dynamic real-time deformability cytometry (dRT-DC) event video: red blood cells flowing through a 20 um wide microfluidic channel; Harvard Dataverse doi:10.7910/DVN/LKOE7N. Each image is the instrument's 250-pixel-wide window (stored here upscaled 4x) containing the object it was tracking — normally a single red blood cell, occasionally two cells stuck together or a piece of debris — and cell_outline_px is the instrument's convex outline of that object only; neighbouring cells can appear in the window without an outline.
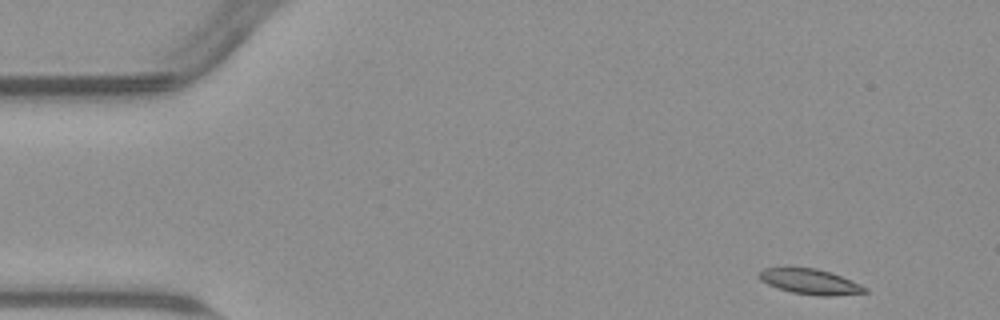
{"species": "common noctule bat (a hibernating species)", "species_latin": "Nyctalus noctula", "temperature_condition": "warm", "stored_images_in_passage": 51, "camera_frame_rate_fps": 3000, "um_per_image_px": 0.085, "animal": {"sex": "male", "body_mass_g": 23.1, "forearm_length_mm": 52.7}, "frame": {"image": 1, "passage_image": 1, "time_ms": 0.0, "image_size_px": [1000, 320], "cell_outline_px": [[868, 292], [832, 296], [816, 296], [792, 292], [768, 284], [760, 280], [760, 272], [764, 268], [816, 268], [832, 272], [852, 280], [868, 288]], "centroid_in_image_um": [68.93, 23.95], "position_along_channel_um": 16.1, "area_um2": 15.49}}
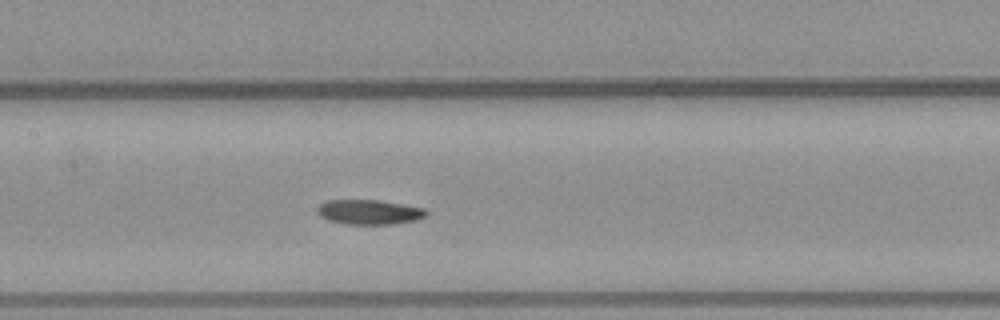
{"frame": {"image": 2, "passage_image": 22, "time_ms": 7.0, "image_size_px": [1000, 320], "cell_outline_px": [[428, 216], [416, 220], [392, 224], [344, 224], [328, 220], [320, 216], [316, 212], [316, 208], [320, 204], [328, 200], [380, 200], [424, 208], [428, 212]], "centroid_in_image_um": [31.38, 18.02], "position_along_channel_um": 176.0, "area_um2": 15.84}}
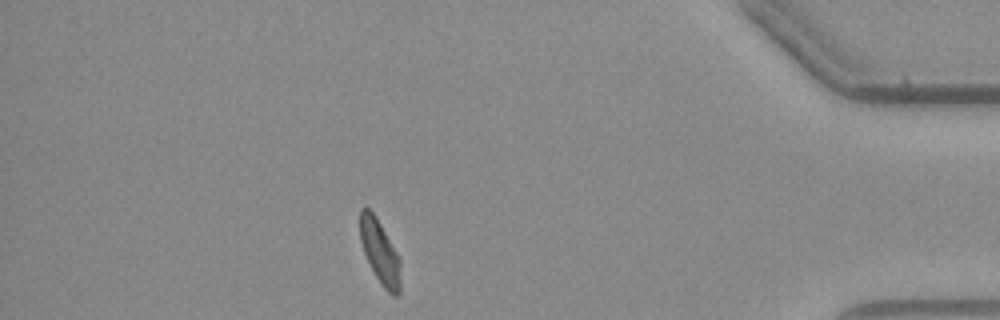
{"frame": {"image": 3, "passage_image": 44, "time_ms": 14.333, "image_size_px": [1000, 320], "cell_outline_px": [[400, 296], [392, 296], [384, 288], [376, 276], [364, 252], [360, 240], [360, 208], [364, 204], [376, 216], [396, 252], [400, 260]], "centroid_in_image_um": [32.29, 21.41], "position_along_channel_um": 402.9, "area_um2": 14.91}, "authors_computed_cell_mechanics": {"area_um2": 15.7216, "velocity_mm_per_s": 3.7589, "shape_relaxation_time_tau1_ms": 5.114, "shape_relaxation_time_tau2_ms": null, "deformation_change_tau1": 0.1678, "deformation_change_tau2": null}}